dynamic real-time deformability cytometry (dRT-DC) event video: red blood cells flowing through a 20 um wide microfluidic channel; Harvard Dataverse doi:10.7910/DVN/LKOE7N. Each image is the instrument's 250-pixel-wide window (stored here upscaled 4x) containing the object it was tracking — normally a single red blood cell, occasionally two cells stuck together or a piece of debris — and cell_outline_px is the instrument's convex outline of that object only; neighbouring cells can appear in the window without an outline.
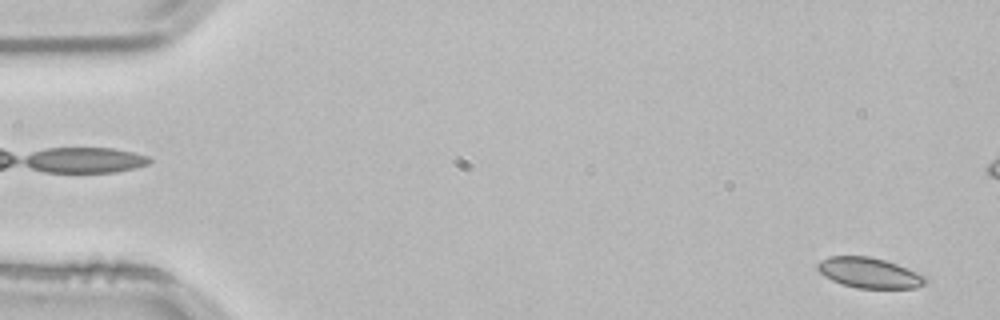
{"species": "common noctule bat (a hibernating species)", "species_latin": "Nyctalus noctula", "temperature_condition": "room temperature", "stored_images_in_passage": 54, "camera_frame_rate_fps": 3000, "um_per_image_px": 0.085, "animal": {"sex": "male", "body_mass_g": 21.5, "forearm_length_mm": 52.0}, "frame": {"image": 1, "passage_image": 2, "time_ms": 0.333, "image_size_px": [1000, 320], "cell_outline_px": [[928, 280], [924, 284], [916, 288], [856, 288], [832, 280], [824, 276], [816, 268], [816, 264], [820, 260], [828, 256], [868, 256], [884, 260], [896, 264], [916, 272], [924, 276]], "centroid_in_image_um": [73.85, 23.19], "position_along_channel_um": 11.2, "area_um2": 18.96}}
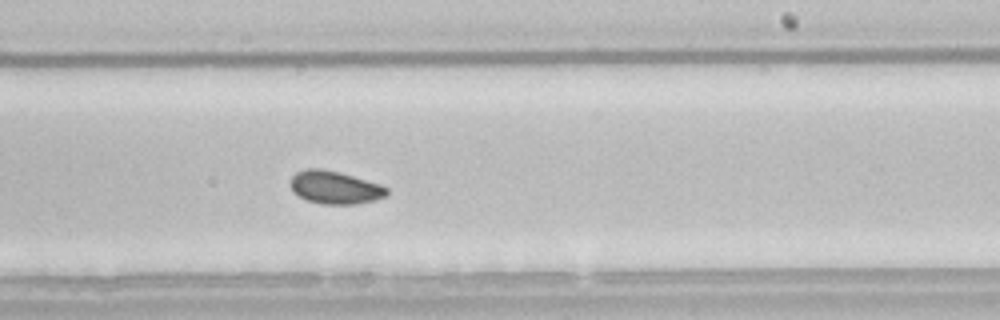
{"frame": {"image": 2, "passage_image": 32, "time_ms": 10.333, "image_size_px": [1000, 320], "cell_outline_px": [[388, 192], [384, 196], [376, 200], [356, 204], [324, 204], [308, 200], [300, 196], [292, 188], [292, 176], [296, 172], [308, 168], [320, 168], [340, 172], [380, 184], [388, 188]], "centroid_in_image_um": [28.5, 15.92], "position_along_channel_um": 260.5, "area_um2": 18.21}}
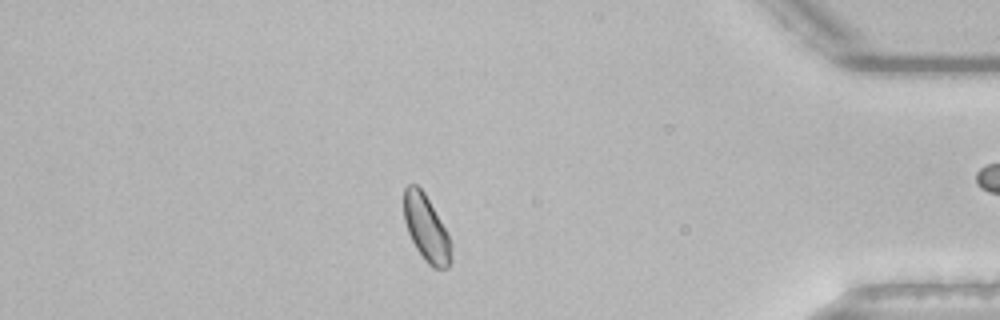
{"frame": {"image": 3, "passage_image": 46, "time_ms": 15.0, "image_size_px": [1000, 320], "cell_outline_px": [[452, 260], [448, 268], [432, 268], [424, 260], [416, 248], [408, 232], [404, 220], [404, 188], [408, 184], [416, 184], [424, 192], [444, 228], [452, 244]], "centroid_in_image_um": [36.23, 19.44], "position_along_channel_um": 399.0, "area_um2": 18.09}, "authors_computed_cell_mechanics": {"area_um2": 18.6983, "velocity_mm_per_s": 3.7865, "shape_relaxation_time_tau1_ms": 4.1594, "shape_relaxation_time_tau2_ms": 4.6641, "deformation_change_tau1": 0.0669, "deformation_change_tau2": 0.0624}}